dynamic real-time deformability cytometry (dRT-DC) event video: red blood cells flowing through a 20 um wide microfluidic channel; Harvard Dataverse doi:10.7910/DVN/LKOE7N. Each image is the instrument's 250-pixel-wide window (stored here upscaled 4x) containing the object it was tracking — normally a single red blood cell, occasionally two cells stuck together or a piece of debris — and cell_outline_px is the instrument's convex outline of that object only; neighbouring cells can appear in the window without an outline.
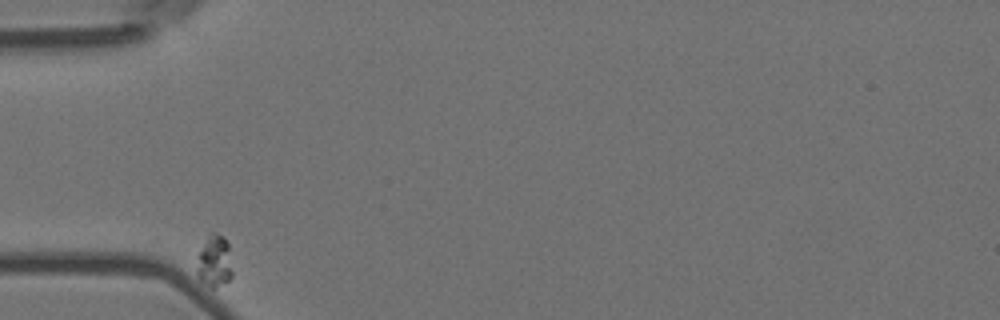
{"species": "Egyptian fruit bat (a non-hibernating species)", "species_latin": "Rousettus aegyptiacus", "temperature_condition": "room temperature", "stored_images_in_passage": 4, "camera_frame_rate_fps": 3000, "um_per_image_px": 0.085, "animal": {"sex": "female"}, "frame": {"image": 1, "passage_image": 1, "time_ms": 0.0, "image_size_px": [1000, 320], "cell_outline_px": [[232, 276], [228, 280], [216, 288], [208, 288], [200, 280], [196, 272], [196, 268], [200, 252], [208, 232], [216, 232], [224, 236], [228, 240], [232, 272]], "centroid_in_image_um": [18.23, 22.19], "position_along_channel_um": 66.8, "area_um2": 10.98}}
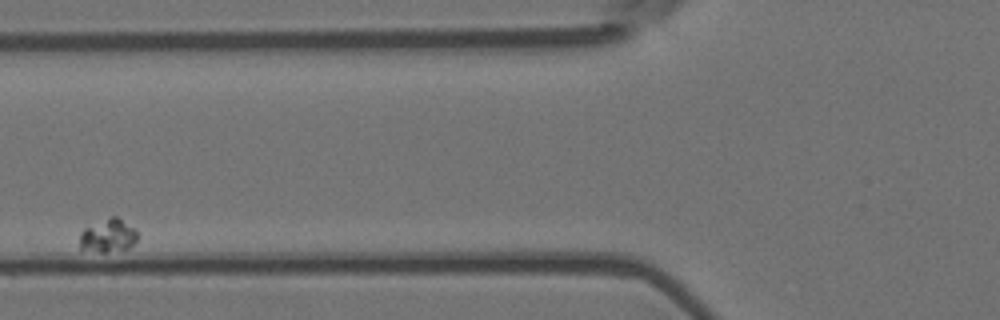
{"frame": {"image": 2, "passage_image": 3, "time_ms": 0.667, "image_size_px": [1000, 320], "cell_outline_px": [[136, 240], [128, 248], [104, 252], [80, 248], [80, 232], [84, 228], [112, 216], [116, 216], [136, 228]], "centroid_in_image_um": [9.19, 20.01], "position_along_channel_um": 116.6, "area_um2": 10.92}}